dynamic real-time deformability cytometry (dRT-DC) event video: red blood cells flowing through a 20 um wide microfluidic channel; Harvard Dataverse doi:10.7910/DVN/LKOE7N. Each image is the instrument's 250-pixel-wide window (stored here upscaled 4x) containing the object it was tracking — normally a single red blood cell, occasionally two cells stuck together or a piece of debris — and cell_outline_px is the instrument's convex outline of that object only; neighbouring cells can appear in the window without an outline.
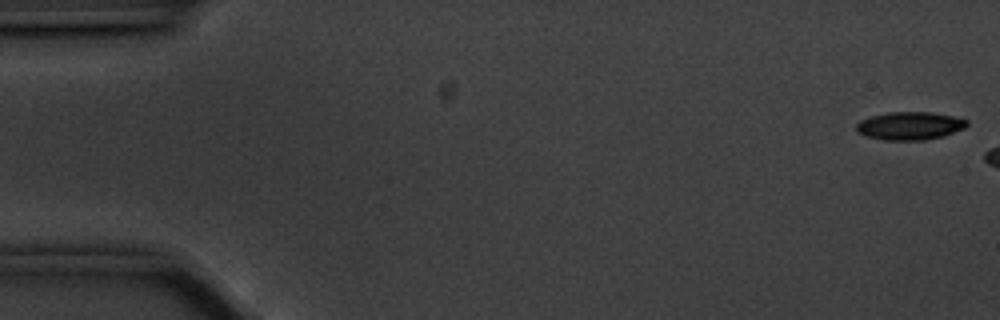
{"species": "common noctule bat (a hibernating species)", "species_latin": "Nyctalus noctula", "temperature_condition": "cold", "stored_images_in_passage": 7, "camera_frame_rate_fps": 3000, "um_per_image_px": 0.085, "animal": {"sex": "male", "body_mass_g": 20.1, "forearm_length_mm": 53.5}, "frame": {"image": 1, "passage_image": 1, "time_ms": 0.0, "image_size_px": [1000, 320], "cell_outline_px": [[968, 124], [964, 128], [944, 136], [924, 140], [884, 140], [864, 136], [856, 132], [856, 124], [860, 120], [872, 116], [888, 112], [932, 112], [952, 116], [968, 120]], "centroid_in_image_um": [77.31, 10.7], "position_along_channel_um": 7.7, "area_um2": 18.15}}